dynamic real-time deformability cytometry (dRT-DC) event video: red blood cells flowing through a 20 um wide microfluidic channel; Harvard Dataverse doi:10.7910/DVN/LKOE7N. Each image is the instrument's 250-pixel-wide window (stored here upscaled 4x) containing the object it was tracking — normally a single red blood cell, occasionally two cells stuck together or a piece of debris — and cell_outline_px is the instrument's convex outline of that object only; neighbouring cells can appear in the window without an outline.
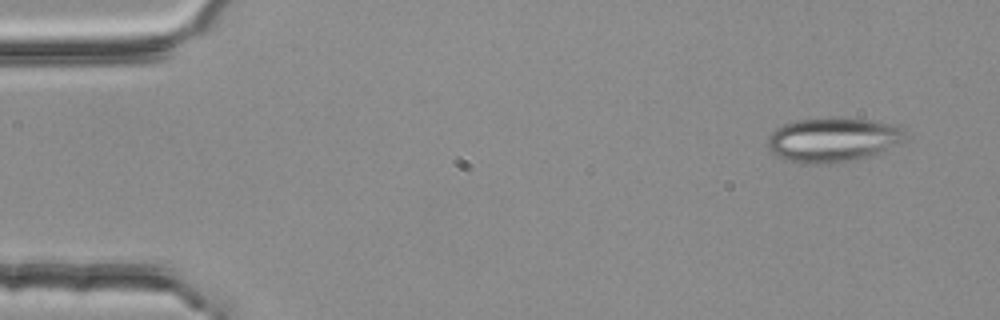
{"species": "common noctule bat (a hibernating species)", "species_latin": "Nyctalus noctula", "temperature_condition": "room temperature", "stored_images_in_passage": 3, "camera_frame_rate_fps": 3000, "um_per_image_px": 0.085, "animal": {"sex": "female", "body_mass_g": 25.1}, "frame": {"image": 1, "passage_image": 1, "time_ms": 0.0, "image_size_px": [1000, 320], "cell_outline_px": [[904, 140], [900, 144], [884, 152], [840, 164], [808, 164], [784, 160], [776, 156], [768, 148], [768, 136], [776, 128], [784, 124], [796, 120], [832, 116], [872, 120], [900, 124], [904, 128]], "centroid_in_image_um": [70.84, 11.87], "position_along_channel_um": 14.2, "area_um2": 36.76}}